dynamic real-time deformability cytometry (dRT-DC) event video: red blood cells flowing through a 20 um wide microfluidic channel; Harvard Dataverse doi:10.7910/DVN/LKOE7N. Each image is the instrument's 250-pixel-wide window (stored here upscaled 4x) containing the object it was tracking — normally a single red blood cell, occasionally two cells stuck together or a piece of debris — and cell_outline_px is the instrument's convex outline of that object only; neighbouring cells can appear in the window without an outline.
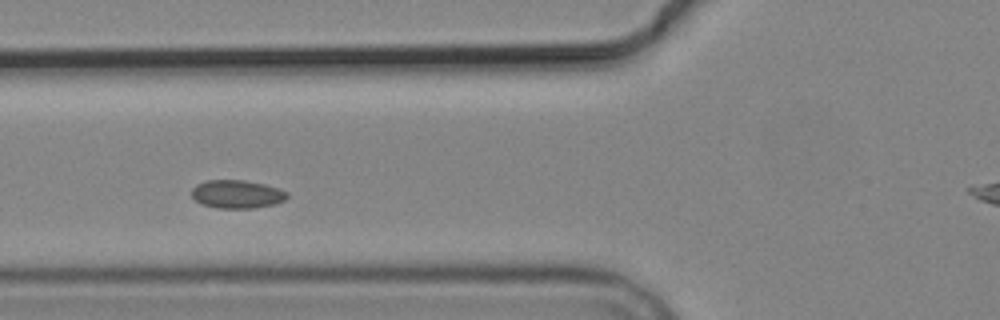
{"species": "common noctule bat (a hibernating species)", "species_latin": "Nyctalus noctula", "temperature_condition": "cold", "stored_images_in_passage": 9, "camera_frame_rate_fps": 3000, "um_per_image_px": 0.085, "animal": {"sex": "male", "body_mass_g": 19.2, "forearm_length_mm": 51.8}, "frame": {"image": 1, "passage_image": 4, "time_ms": 3.667, "image_size_px": [1000, 320], "cell_outline_px": [[288, 196], [284, 200], [276, 204], [252, 208], [216, 208], [204, 204], [196, 200], [192, 196], [192, 188], [196, 184], [208, 180], [244, 180], [264, 184], [288, 192]], "centroid_in_image_um": [20.14, 16.5], "position_along_channel_um": 105.7, "area_um2": 15.61}}
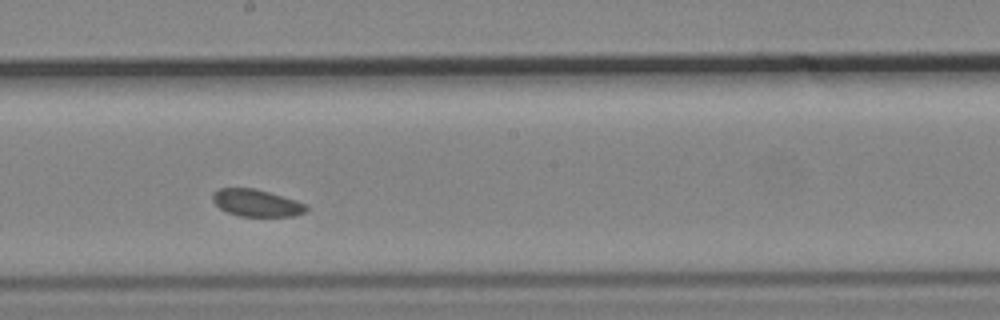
{"frame": {"image": 2, "passage_image": 7, "time_ms": 7.0, "image_size_px": [1000, 320], "cell_outline_px": [[308, 208], [304, 212], [292, 216], [240, 216], [228, 212], [220, 208], [212, 200], [212, 192], [220, 188], [256, 188], [308, 204]], "centroid_in_image_um": [21.79, 17.24], "position_along_channel_um": 226.4, "area_um2": 14.74}}
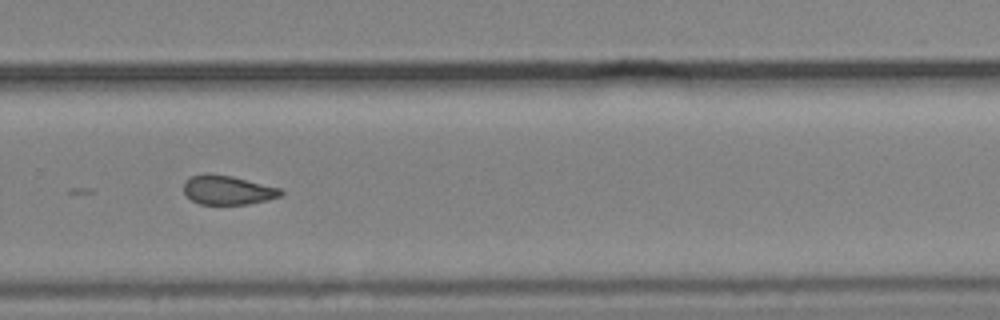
{"frame": {"image": 3, "passage_image": 9, "time_ms": 12.0, "image_size_px": [1000, 320], "cell_outline_px": [[284, 192], [280, 196], [268, 200], [248, 204], [200, 204], [192, 200], [184, 192], [184, 180], [192, 176], [204, 172], [208, 172], [232, 176], [280, 188]], "centroid_in_image_um": [19.33, 16.14], "position_along_channel_um": 310.5, "area_um2": 16.59}}